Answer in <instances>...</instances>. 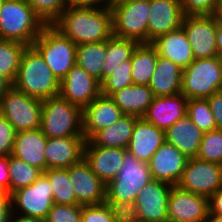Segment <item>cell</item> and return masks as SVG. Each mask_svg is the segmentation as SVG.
<instances>
[{"label":"cell","instance_id":"1","mask_svg":"<svg viewBox=\"0 0 222 222\" xmlns=\"http://www.w3.org/2000/svg\"><path fill=\"white\" fill-rule=\"evenodd\" d=\"M76 45L109 40L112 13L98 5H69L52 24Z\"/></svg>","mask_w":222,"mask_h":222},{"label":"cell","instance_id":"2","mask_svg":"<svg viewBox=\"0 0 222 222\" xmlns=\"http://www.w3.org/2000/svg\"><path fill=\"white\" fill-rule=\"evenodd\" d=\"M147 162H142L126 150L117 176L106 185V203L127 212L138 193L152 180Z\"/></svg>","mask_w":222,"mask_h":222},{"label":"cell","instance_id":"3","mask_svg":"<svg viewBox=\"0 0 222 222\" xmlns=\"http://www.w3.org/2000/svg\"><path fill=\"white\" fill-rule=\"evenodd\" d=\"M12 86L40 100L59 96L60 91V82L33 46H27L23 51Z\"/></svg>","mask_w":222,"mask_h":222},{"label":"cell","instance_id":"4","mask_svg":"<svg viewBox=\"0 0 222 222\" xmlns=\"http://www.w3.org/2000/svg\"><path fill=\"white\" fill-rule=\"evenodd\" d=\"M45 26L27 0H4L0 9V39L32 46Z\"/></svg>","mask_w":222,"mask_h":222},{"label":"cell","instance_id":"5","mask_svg":"<svg viewBox=\"0 0 222 222\" xmlns=\"http://www.w3.org/2000/svg\"><path fill=\"white\" fill-rule=\"evenodd\" d=\"M40 129L46 138L84 136L82 109L60 96L42 100Z\"/></svg>","mask_w":222,"mask_h":222},{"label":"cell","instance_id":"6","mask_svg":"<svg viewBox=\"0 0 222 222\" xmlns=\"http://www.w3.org/2000/svg\"><path fill=\"white\" fill-rule=\"evenodd\" d=\"M32 46L41 54L59 82L76 65L77 45L53 25H46Z\"/></svg>","mask_w":222,"mask_h":222},{"label":"cell","instance_id":"7","mask_svg":"<svg viewBox=\"0 0 222 222\" xmlns=\"http://www.w3.org/2000/svg\"><path fill=\"white\" fill-rule=\"evenodd\" d=\"M222 60L212 58L195 59L183 69L181 93L189 99H207L221 91Z\"/></svg>","mask_w":222,"mask_h":222},{"label":"cell","instance_id":"8","mask_svg":"<svg viewBox=\"0 0 222 222\" xmlns=\"http://www.w3.org/2000/svg\"><path fill=\"white\" fill-rule=\"evenodd\" d=\"M150 0H128L111 10L112 34L122 39L148 43Z\"/></svg>","mask_w":222,"mask_h":222},{"label":"cell","instance_id":"9","mask_svg":"<svg viewBox=\"0 0 222 222\" xmlns=\"http://www.w3.org/2000/svg\"><path fill=\"white\" fill-rule=\"evenodd\" d=\"M42 100L24 94L11 86L0 101V115L16 132L34 130L41 126Z\"/></svg>","mask_w":222,"mask_h":222},{"label":"cell","instance_id":"10","mask_svg":"<svg viewBox=\"0 0 222 222\" xmlns=\"http://www.w3.org/2000/svg\"><path fill=\"white\" fill-rule=\"evenodd\" d=\"M10 199L13 212L19 210L20 213H15L43 221L54 204L52 185L43 173L32 185L12 192Z\"/></svg>","mask_w":222,"mask_h":222},{"label":"cell","instance_id":"11","mask_svg":"<svg viewBox=\"0 0 222 222\" xmlns=\"http://www.w3.org/2000/svg\"><path fill=\"white\" fill-rule=\"evenodd\" d=\"M171 184L152 179L138 193L127 211L146 222H167V210Z\"/></svg>","mask_w":222,"mask_h":222},{"label":"cell","instance_id":"12","mask_svg":"<svg viewBox=\"0 0 222 222\" xmlns=\"http://www.w3.org/2000/svg\"><path fill=\"white\" fill-rule=\"evenodd\" d=\"M176 186L210 198L222 188V165L190 158Z\"/></svg>","mask_w":222,"mask_h":222},{"label":"cell","instance_id":"13","mask_svg":"<svg viewBox=\"0 0 222 222\" xmlns=\"http://www.w3.org/2000/svg\"><path fill=\"white\" fill-rule=\"evenodd\" d=\"M182 27L195 59L217 56L216 18L213 14L185 15Z\"/></svg>","mask_w":222,"mask_h":222},{"label":"cell","instance_id":"14","mask_svg":"<svg viewBox=\"0 0 222 222\" xmlns=\"http://www.w3.org/2000/svg\"><path fill=\"white\" fill-rule=\"evenodd\" d=\"M209 198L172 186L168 200L167 222H205Z\"/></svg>","mask_w":222,"mask_h":222},{"label":"cell","instance_id":"15","mask_svg":"<svg viewBox=\"0 0 222 222\" xmlns=\"http://www.w3.org/2000/svg\"><path fill=\"white\" fill-rule=\"evenodd\" d=\"M101 94V84L78 65L60 82L59 96L82 110Z\"/></svg>","mask_w":222,"mask_h":222},{"label":"cell","instance_id":"16","mask_svg":"<svg viewBox=\"0 0 222 222\" xmlns=\"http://www.w3.org/2000/svg\"><path fill=\"white\" fill-rule=\"evenodd\" d=\"M68 174L79 205H97L106 201V184L91 171L84 158L68 167Z\"/></svg>","mask_w":222,"mask_h":222},{"label":"cell","instance_id":"17","mask_svg":"<svg viewBox=\"0 0 222 222\" xmlns=\"http://www.w3.org/2000/svg\"><path fill=\"white\" fill-rule=\"evenodd\" d=\"M184 16L180 0H150L148 43L181 27Z\"/></svg>","mask_w":222,"mask_h":222},{"label":"cell","instance_id":"18","mask_svg":"<svg viewBox=\"0 0 222 222\" xmlns=\"http://www.w3.org/2000/svg\"><path fill=\"white\" fill-rule=\"evenodd\" d=\"M188 158L175 146L164 142L148 162L153 179L173 186L179 182Z\"/></svg>","mask_w":222,"mask_h":222},{"label":"cell","instance_id":"19","mask_svg":"<svg viewBox=\"0 0 222 222\" xmlns=\"http://www.w3.org/2000/svg\"><path fill=\"white\" fill-rule=\"evenodd\" d=\"M84 136L47 138L45 146L46 170L68 168L84 157Z\"/></svg>","mask_w":222,"mask_h":222},{"label":"cell","instance_id":"20","mask_svg":"<svg viewBox=\"0 0 222 222\" xmlns=\"http://www.w3.org/2000/svg\"><path fill=\"white\" fill-rule=\"evenodd\" d=\"M127 149L113 147H99L86 141L84 160L91 171L106 185L118 174L123 162V153Z\"/></svg>","mask_w":222,"mask_h":222},{"label":"cell","instance_id":"21","mask_svg":"<svg viewBox=\"0 0 222 222\" xmlns=\"http://www.w3.org/2000/svg\"><path fill=\"white\" fill-rule=\"evenodd\" d=\"M188 99L182 94L156 96L148 106L143 118L157 128L166 131L187 115Z\"/></svg>","mask_w":222,"mask_h":222},{"label":"cell","instance_id":"22","mask_svg":"<svg viewBox=\"0 0 222 222\" xmlns=\"http://www.w3.org/2000/svg\"><path fill=\"white\" fill-rule=\"evenodd\" d=\"M123 116L120 108L109 97L100 94L82 110L83 135L88 141L96 132L107 128Z\"/></svg>","mask_w":222,"mask_h":222},{"label":"cell","instance_id":"23","mask_svg":"<svg viewBox=\"0 0 222 222\" xmlns=\"http://www.w3.org/2000/svg\"><path fill=\"white\" fill-rule=\"evenodd\" d=\"M165 141L164 130L157 128L154 124L140 117L133 127L127 150L139 161L148 163Z\"/></svg>","mask_w":222,"mask_h":222},{"label":"cell","instance_id":"24","mask_svg":"<svg viewBox=\"0 0 222 222\" xmlns=\"http://www.w3.org/2000/svg\"><path fill=\"white\" fill-rule=\"evenodd\" d=\"M46 140L40 128L16 132L11 155L44 172Z\"/></svg>","mask_w":222,"mask_h":222},{"label":"cell","instance_id":"25","mask_svg":"<svg viewBox=\"0 0 222 222\" xmlns=\"http://www.w3.org/2000/svg\"><path fill=\"white\" fill-rule=\"evenodd\" d=\"M159 56H163L179 65L188 67L194 60L193 50L183 27L157 37L151 42Z\"/></svg>","mask_w":222,"mask_h":222},{"label":"cell","instance_id":"26","mask_svg":"<svg viewBox=\"0 0 222 222\" xmlns=\"http://www.w3.org/2000/svg\"><path fill=\"white\" fill-rule=\"evenodd\" d=\"M165 137L166 142L190 159L198 155L203 132L185 115L165 131Z\"/></svg>","mask_w":222,"mask_h":222},{"label":"cell","instance_id":"27","mask_svg":"<svg viewBox=\"0 0 222 222\" xmlns=\"http://www.w3.org/2000/svg\"><path fill=\"white\" fill-rule=\"evenodd\" d=\"M183 69L173 61L158 55L157 65L148 87L154 96H167L181 93Z\"/></svg>","mask_w":222,"mask_h":222},{"label":"cell","instance_id":"28","mask_svg":"<svg viewBox=\"0 0 222 222\" xmlns=\"http://www.w3.org/2000/svg\"><path fill=\"white\" fill-rule=\"evenodd\" d=\"M153 91L145 85L132 84L114 92L110 98L123 115L143 117L154 99Z\"/></svg>","mask_w":222,"mask_h":222},{"label":"cell","instance_id":"29","mask_svg":"<svg viewBox=\"0 0 222 222\" xmlns=\"http://www.w3.org/2000/svg\"><path fill=\"white\" fill-rule=\"evenodd\" d=\"M137 119L123 115L112 125L96 132L88 141L94 146L127 149Z\"/></svg>","mask_w":222,"mask_h":222},{"label":"cell","instance_id":"30","mask_svg":"<svg viewBox=\"0 0 222 222\" xmlns=\"http://www.w3.org/2000/svg\"><path fill=\"white\" fill-rule=\"evenodd\" d=\"M158 60L156 48L151 43H140L131 56L133 84L148 86Z\"/></svg>","mask_w":222,"mask_h":222},{"label":"cell","instance_id":"31","mask_svg":"<svg viewBox=\"0 0 222 222\" xmlns=\"http://www.w3.org/2000/svg\"><path fill=\"white\" fill-rule=\"evenodd\" d=\"M106 41L80 44L76 50V65L102 83V70L106 59Z\"/></svg>","mask_w":222,"mask_h":222},{"label":"cell","instance_id":"32","mask_svg":"<svg viewBox=\"0 0 222 222\" xmlns=\"http://www.w3.org/2000/svg\"><path fill=\"white\" fill-rule=\"evenodd\" d=\"M139 43L133 39H122L112 36L106 40V59L102 70V82L108 78L115 68L124 61L131 60V56Z\"/></svg>","mask_w":222,"mask_h":222},{"label":"cell","instance_id":"33","mask_svg":"<svg viewBox=\"0 0 222 222\" xmlns=\"http://www.w3.org/2000/svg\"><path fill=\"white\" fill-rule=\"evenodd\" d=\"M42 173L52 185L55 204L79 205L69 178L68 168H50Z\"/></svg>","mask_w":222,"mask_h":222},{"label":"cell","instance_id":"34","mask_svg":"<svg viewBox=\"0 0 222 222\" xmlns=\"http://www.w3.org/2000/svg\"><path fill=\"white\" fill-rule=\"evenodd\" d=\"M26 47L20 42L0 39V75L11 85L16 79L22 53Z\"/></svg>","mask_w":222,"mask_h":222},{"label":"cell","instance_id":"35","mask_svg":"<svg viewBox=\"0 0 222 222\" xmlns=\"http://www.w3.org/2000/svg\"><path fill=\"white\" fill-rule=\"evenodd\" d=\"M8 171L9 195L20 188L32 185L42 174L37 167L29 165L11 154L8 156Z\"/></svg>","mask_w":222,"mask_h":222},{"label":"cell","instance_id":"36","mask_svg":"<svg viewBox=\"0 0 222 222\" xmlns=\"http://www.w3.org/2000/svg\"><path fill=\"white\" fill-rule=\"evenodd\" d=\"M187 116L203 133L216 129V122L207 99H189Z\"/></svg>","mask_w":222,"mask_h":222},{"label":"cell","instance_id":"37","mask_svg":"<svg viewBox=\"0 0 222 222\" xmlns=\"http://www.w3.org/2000/svg\"><path fill=\"white\" fill-rule=\"evenodd\" d=\"M196 158L222 165V130L215 129L203 133Z\"/></svg>","mask_w":222,"mask_h":222},{"label":"cell","instance_id":"38","mask_svg":"<svg viewBox=\"0 0 222 222\" xmlns=\"http://www.w3.org/2000/svg\"><path fill=\"white\" fill-rule=\"evenodd\" d=\"M132 84L131 60L124 61L101 83V94L110 97L114 92Z\"/></svg>","mask_w":222,"mask_h":222},{"label":"cell","instance_id":"39","mask_svg":"<svg viewBox=\"0 0 222 222\" xmlns=\"http://www.w3.org/2000/svg\"><path fill=\"white\" fill-rule=\"evenodd\" d=\"M46 25H52L69 6L67 0H27Z\"/></svg>","mask_w":222,"mask_h":222},{"label":"cell","instance_id":"40","mask_svg":"<svg viewBox=\"0 0 222 222\" xmlns=\"http://www.w3.org/2000/svg\"><path fill=\"white\" fill-rule=\"evenodd\" d=\"M122 211L104 202L97 205H84L80 222H117Z\"/></svg>","mask_w":222,"mask_h":222},{"label":"cell","instance_id":"41","mask_svg":"<svg viewBox=\"0 0 222 222\" xmlns=\"http://www.w3.org/2000/svg\"><path fill=\"white\" fill-rule=\"evenodd\" d=\"M83 205L53 204L45 222H80Z\"/></svg>","mask_w":222,"mask_h":222},{"label":"cell","instance_id":"42","mask_svg":"<svg viewBox=\"0 0 222 222\" xmlns=\"http://www.w3.org/2000/svg\"><path fill=\"white\" fill-rule=\"evenodd\" d=\"M220 0H180L185 15L214 14Z\"/></svg>","mask_w":222,"mask_h":222},{"label":"cell","instance_id":"43","mask_svg":"<svg viewBox=\"0 0 222 222\" xmlns=\"http://www.w3.org/2000/svg\"><path fill=\"white\" fill-rule=\"evenodd\" d=\"M16 131L10 122L0 115V156H9L12 152Z\"/></svg>","mask_w":222,"mask_h":222},{"label":"cell","instance_id":"44","mask_svg":"<svg viewBox=\"0 0 222 222\" xmlns=\"http://www.w3.org/2000/svg\"><path fill=\"white\" fill-rule=\"evenodd\" d=\"M207 100L216 122V129L222 130V91L213 93Z\"/></svg>","mask_w":222,"mask_h":222},{"label":"cell","instance_id":"45","mask_svg":"<svg viewBox=\"0 0 222 222\" xmlns=\"http://www.w3.org/2000/svg\"><path fill=\"white\" fill-rule=\"evenodd\" d=\"M8 156H0V191L9 195Z\"/></svg>","mask_w":222,"mask_h":222},{"label":"cell","instance_id":"46","mask_svg":"<svg viewBox=\"0 0 222 222\" xmlns=\"http://www.w3.org/2000/svg\"><path fill=\"white\" fill-rule=\"evenodd\" d=\"M11 213L10 195L7 193L0 194V222H8Z\"/></svg>","mask_w":222,"mask_h":222},{"label":"cell","instance_id":"47","mask_svg":"<svg viewBox=\"0 0 222 222\" xmlns=\"http://www.w3.org/2000/svg\"><path fill=\"white\" fill-rule=\"evenodd\" d=\"M209 213L222 216V188L209 198Z\"/></svg>","mask_w":222,"mask_h":222},{"label":"cell","instance_id":"48","mask_svg":"<svg viewBox=\"0 0 222 222\" xmlns=\"http://www.w3.org/2000/svg\"><path fill=\"white\" fill-rule=\"evenodd\" d=\"M127 1L128 0H98L97 5L101 8L112 10L116 6L124 4Z\"/></svg>","mask_w":222,"mask_h":222},{"label":"cell","instance_id":"49","mask_svg":"<svg viewBox=\"0 0 222 222\" xmlns=\"http://www.w3.org/2000/svg\"><path fill=\"white\" fill-rule=\"evenodd\" d=\"M217 56L222 60V24L216 20Z\"/></svg>","mask_w":222,"mask_h":222},{"label":"cell","instance_id":"50","mask_svg":"<svg viewBox=\"0 0 222 222\" xmlns=\"http://www.w3.org/2000/svg\"><path fill=\"white\" fill-rule=\"evenodd\" d=\"M13 217H14V219H13ZM8 222H45V221L37 219V218L18 215V214L16 215V213H14L12 211V213L10 214Z\"/></svg>","mask_w":222,"mask_h":222},{"label":"cell","instance_id":"51","mask_svg":"<svg viewBox=\"0 0 222 222\" xmlns=\"http://www.w3.org/2000/svg\"><path fill=\"white\" fill-rule=\"evenodd\" d=\"M117 222H146V221L138 219V218L132 216L128 212H122L121 215L119 216Z\"/></svg>","mask_w":222,"mask_h":222},{"label":"cell","instance_id":"52","mask_svg":"<svg viewBox=\"0 0 222 222\" xmlns=\"http://www.w3.org/2000/svg\"><path fill=\"white\" fill-rule=\"evenodd\" d=\"M12 85L0 75V101L3 97L4 93L11 87Z\"/></svg>","mask_w":222,"mask_h":222},{"label":"cell","instance_id":"53","mask_svg":"<svg viewBox=\"0 0 222 222\" xmlns=\"http://www.w3.org/2000/svg\"><path fill=\"white\" fill-rule=\"evenodd\" d=\"M69 5H97L98 0H67Z\"/></svg>","mask_w":222,"mask_h":222},{"label":"cell","instance_id":"54","mask_svg":"<svg viewBox=\"0 0 222 222\" xmlns=\"http://www.w3.org/2000/svg\"><path fill=\"white\" fill-rule=\"evenodd\" d=\"M213 15L215 16L217 22L222 24V0H220L217 4L216 10Z\"/></svg>","mask_w":222,"mask_h":222},{"label":"cell","instance_id":"55","mask_svg":"<svg viewBox=\"0 0 222 222\" xmlns=\"http://www.w3.org/2000/svg\"><path fill=\"white\" fill-rule=\"evenodd\" d=\"M205 222H222V216L214 213H208Z\"/></svg>","mask_w":222,"mask_h":222},{"label":"cell","instance_id":"56","mask_svg":"<svg viewBox=\"0 0 222 222\" xmlns=\"http://www.w3.org/2000/svg\"><path fill=\"white\" fill-rule=\"evenodd\" d=\"M3 2H4V0H0V9L2 7Z\"/></svg>","mask_w":222,"mask_h":222}]
</instances>
